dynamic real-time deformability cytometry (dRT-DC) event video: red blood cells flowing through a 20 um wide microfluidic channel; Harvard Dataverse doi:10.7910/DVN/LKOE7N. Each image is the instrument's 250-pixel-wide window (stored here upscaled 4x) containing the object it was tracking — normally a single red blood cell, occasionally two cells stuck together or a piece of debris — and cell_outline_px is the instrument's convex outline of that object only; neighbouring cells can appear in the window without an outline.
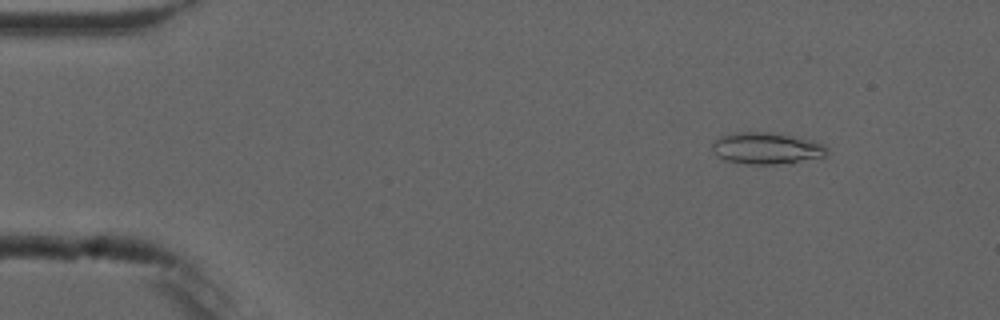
{"species": "common noctule bat (a hibernating species)", "species_latin": "Nyctalus noctula", "temperature_condition": "cold", "stored_images_in_passage": 4, "camera_frame_rate_fps": 3000, "um_per_image_px": 0.085, "animal": {"sex": "male", "forearm_length_mm": 52.5}, "frame": {"image": 1, "passage_image": 1, "time_ms": 0.0, "image_size_px": [1000, 320], "cell_outline_px": [[828, 152], [824, 156], [792, 164], [744, 164], [724, 160], [712, 152], [712, 140], [720, 136], [732, 132], [768, 132], [812, 140], [824, 144], [828, 148]], "centroid_in_image_um": [65.13, 12.62], "position_along_channel_um": 19.9, "area_um2": 21.56}}